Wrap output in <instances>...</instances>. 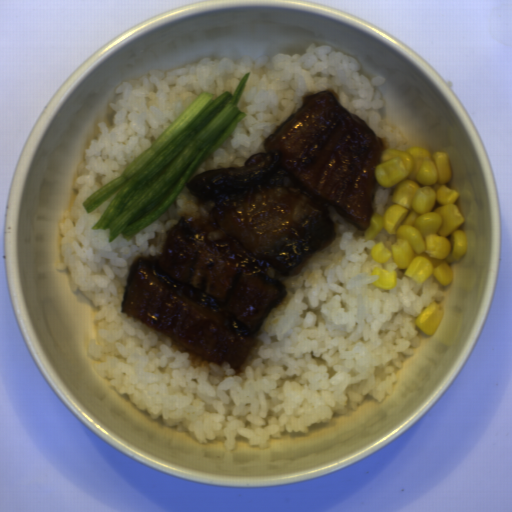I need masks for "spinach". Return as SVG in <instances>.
I'll list each match as a JSON object with an SVG mask.
<instances>
[{"instance_id":"spinach-1","label":"spinach","mask_w":512,"mask_h":512,"mask_svg":"<svg viewBox=\"0 0 512 512\" xmlns=\"http://www.w3.org/2000/svg\"><path fill=\"white\" fill-rule=\"evenodd\" d=\"M249 75L217 98L204 89L119 177L85 199L89 214L115 194L92 229L108 230L109 243L120 235L128 242L162 216L246 117L239 103Z\"/></svg>"}]
</instances>
